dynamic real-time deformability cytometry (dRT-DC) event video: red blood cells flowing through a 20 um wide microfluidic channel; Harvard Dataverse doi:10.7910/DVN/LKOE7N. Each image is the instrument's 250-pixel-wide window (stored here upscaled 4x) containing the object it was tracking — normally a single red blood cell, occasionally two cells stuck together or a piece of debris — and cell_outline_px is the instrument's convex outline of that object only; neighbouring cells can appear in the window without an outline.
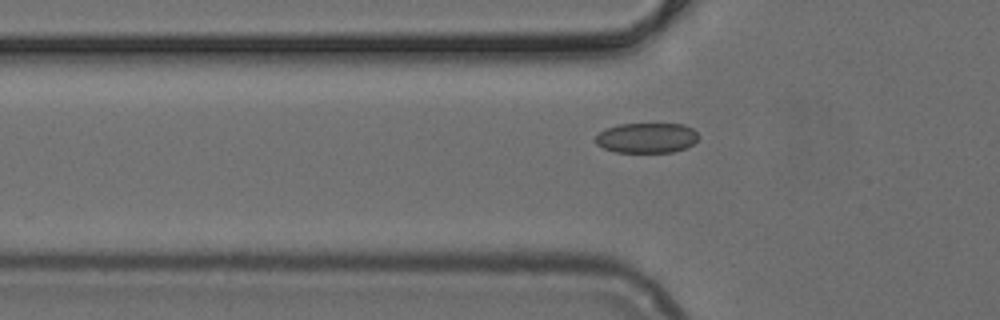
{"species": "common noctule bat (a hibernating species)", "species_latin": "Nyctalus noctula", "temperature_condition": "cold", "stored_images_in_passage": 48, "camera_frame_rate_fps": 3000, "um_per_image_px": 0.085, "animal": {"sex": "female", "body_mass_g": 24.6, "forearm_length_mm": 56.2}, "frame": {"image": 1, "passage_image": 17, "time_ms": 5.333, "image_size_px": [1000, 320], "cell_outline_px": [[700, 136], [692, 144], [684, 148], [672, 152], [616, 152], [604, 148], [596, 144], [596, 136], [604, 128], [620, 124], [684, 124], [692, 128]], "centroid_in_image_um": [54.96, 11.71], "position_along_channel_um": 70.8, "area_um2": 18.03}}
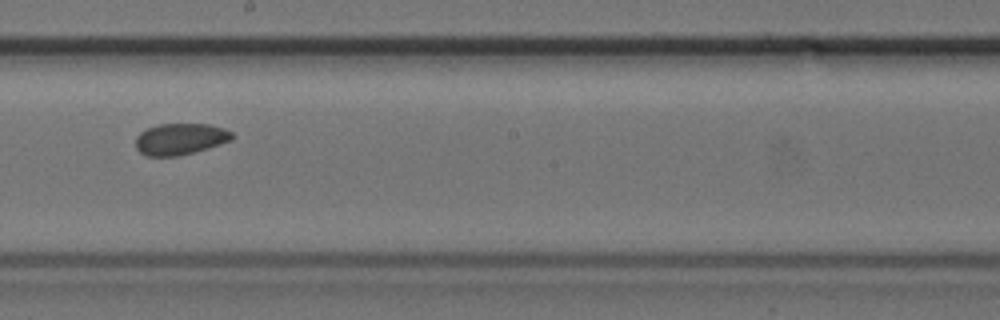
{"frame": {"image": 2, "passage_image": 29, "time_ms": 9.333, "image_size_px": [1000, 320], "cell_outline_px": [[236, 136], [232, 140], [208, 148], [180, 156], [144, 156], [136, 148], [136, 136], [140, 132], [156, 124], [212, 124], [224, 128], [232, 132]], "centroid_in_image_um": [15.34, 11.81], "position_along_channel_um": 232.9, "area_um2": 17.92}}
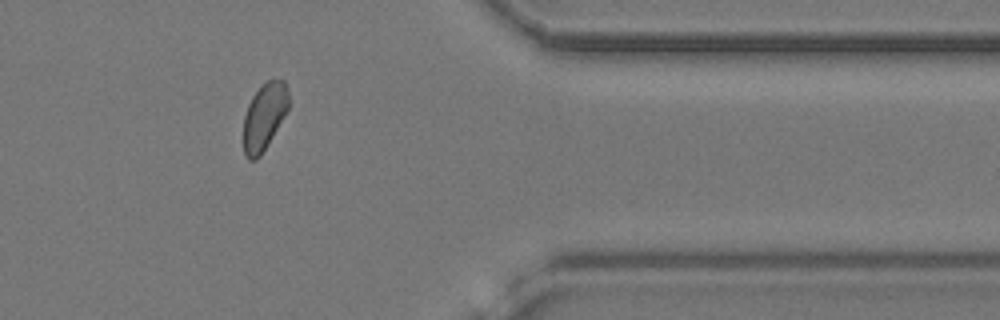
{"frame": {"image": 3, "passage_image": 42, "time_ms": 13.667, "image_size_px": [1000, 320], "cell_outline_px": [[288, 108], [272, 136], [260, 156], [256, 160], [248, 160], [244, 156], [244, 116], [248, 104], [252, 96], [268, 80], [284, 80], [288, 88]], "centroid_in_image_um": [22.44, 9.92], "position_along_channel_um": 389.0, "area_um2": 17.22}}